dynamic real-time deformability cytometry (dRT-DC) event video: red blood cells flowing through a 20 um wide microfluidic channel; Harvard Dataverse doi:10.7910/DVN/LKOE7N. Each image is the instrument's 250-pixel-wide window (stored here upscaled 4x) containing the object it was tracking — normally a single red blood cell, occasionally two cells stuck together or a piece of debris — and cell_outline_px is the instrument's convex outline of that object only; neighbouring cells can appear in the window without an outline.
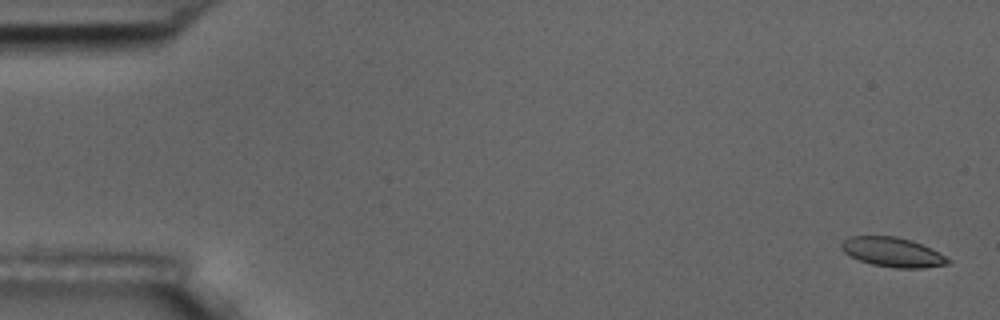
{"species": "common noctule bat (a hibernating species)", "species_latin": "Nyctalus noctula", "temperature_condition": "room temperature", "stored_images_in_passage": 7, "camera_frame_rate_fps": 3000, "um_per_image_px": 0.085, "animal": {"sex": "male", "body_mass_g": 17.5, "forearm_length_mm": 52.3}, "frame": {"image": 1, "passage_image": 1, "time_ms": 0.0, "image_size_px": [1000, 320], "cell_outline_px": [[952, 260], [948, 264], [924, 268], [896, 268], [872, 264], [860, 260], [844, 252], [840, 248], [840, 244], [848, 236], [896, 236], [912, 240]], "centroid_in_image_um": [75.84, 21.43], "position_along_channel_um": 9.2, "area_um2": 18.09}}
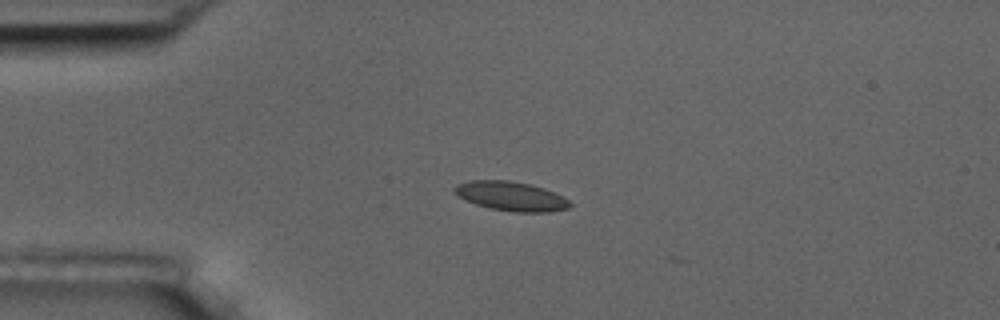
{"frame": {"image": 2, "passage_image": 4, "time_ms": 4.0, "image_size_px": [1000, 320], "cell_outline_px": [[572, 204], [568, 208], [548, 212], [512, 212], [488, 208], [464, 200], [456, 196], [452, 192], [452, 188], [456, 184], [472, 180], [508, 180], [528, 184], [544, 188], [568, 200]], "centroid_in_image_um": [43.35, 16.68], "position_along_channel_um": 41.7, "area_um2": 19.77}}
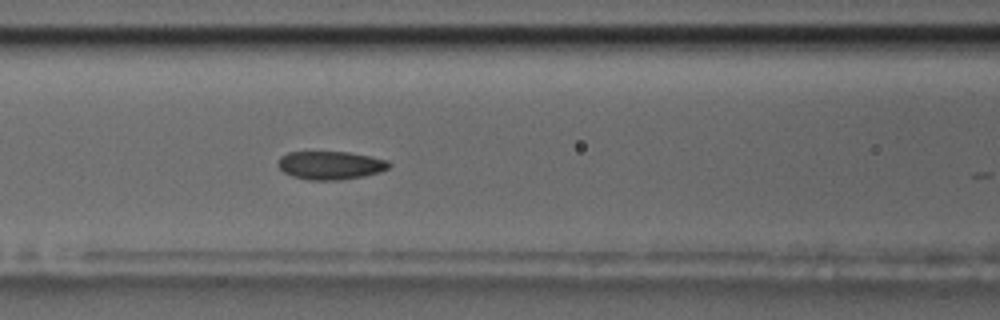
{"frame": {"image": 3, "passage_image": 7, "time_ms": 7.333, "image_size_px": [1000, 320], "cell_outline_px": [[392, 164], [388, 168], [364, 176], [336, 180], [308, 180], [292, 176], [284, 172], [276, 164], [280, 156], [288, 152], [348, 152], [388, 160]], "centroid_in_image_um": [28.04, 14.04], "position_along_channel_um": 138.6, "area_um2": 18.21}}